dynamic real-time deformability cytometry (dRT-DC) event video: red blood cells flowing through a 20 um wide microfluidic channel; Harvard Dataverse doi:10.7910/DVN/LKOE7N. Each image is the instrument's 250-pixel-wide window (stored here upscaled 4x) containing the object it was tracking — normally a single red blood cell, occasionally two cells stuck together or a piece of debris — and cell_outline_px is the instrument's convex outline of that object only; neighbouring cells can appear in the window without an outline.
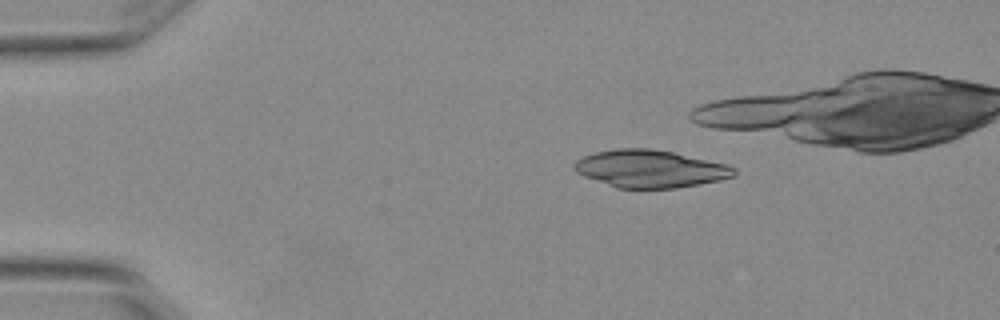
{"species": "Egyptian fruit bat (a non-hibernating species)", "species_latin": "Rousettus aegyptiacus", "temperature_condition": "warm", "stored_images_in_passage": 11, "camera_frame_rate_fps": 3000, "um_per_image_px": 0.085, "animal": {"sex": "female"}, "frame": {"image": 1, "passage_image": 1, "time_ms": 0.0, "image_size_px": [1000, 320], "cell_outline_px": [[736, 176], [720, 180], [700, 184], [676, 188], [616, 188], [584, 176], [576, 172], [572, 168], [572, 164], [576, 160], [584, 156], [596, 152], [616, 148], [648, 148], [672, 152], [728, 164], [736, 168]], "centroid_in_image_um": [55.26, 14.35], "position_along_channel_um": 29.7, "area_um2": 35.08}}